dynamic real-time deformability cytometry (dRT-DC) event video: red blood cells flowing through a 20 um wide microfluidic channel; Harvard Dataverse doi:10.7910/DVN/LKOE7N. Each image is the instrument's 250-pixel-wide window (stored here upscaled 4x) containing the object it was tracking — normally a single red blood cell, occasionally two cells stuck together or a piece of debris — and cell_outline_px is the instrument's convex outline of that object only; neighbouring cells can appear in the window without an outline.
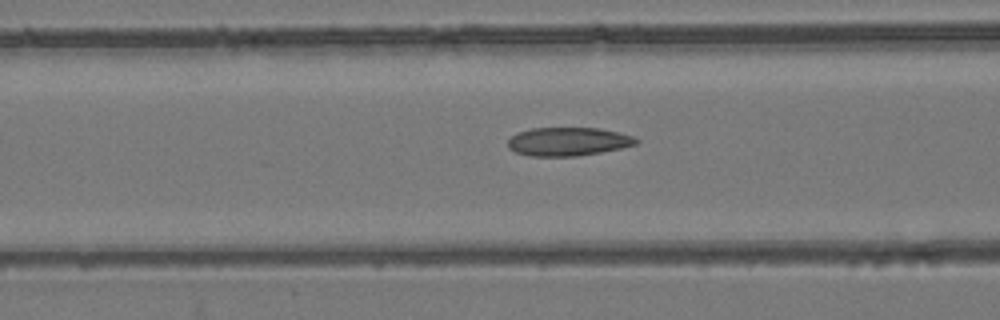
{"species": "common noctule bat (a hibernating species)", "species_latin": "Nyctalus noctula", "temperature_condition": "room temperature", "stored_images_in_passage": 16, "camera_frame_rate_fps": 3000, "um_per_image_px": 0.085, "animal": {"sex": "female", "body_mass_g": 24.6, "forearm_length_mm": 56.2}, "frame": {"image": 1, "passage_image": 7, "time_ms": 2.0, "image_size_px": [1000, 320], "cell_outline_px": [[640, 140], [636, 144], [620, 148], [600, 152], [576, 156], [532, 156], [516, 152], [508, 148], [508, 140], [516, 132], [532, 128], [596, 128], [616, 132], [632, 136]], "centroid_in_image_um": [48.25, 12.03], "position_along_channel_um": 118.3, "area_um2": 21.1}}
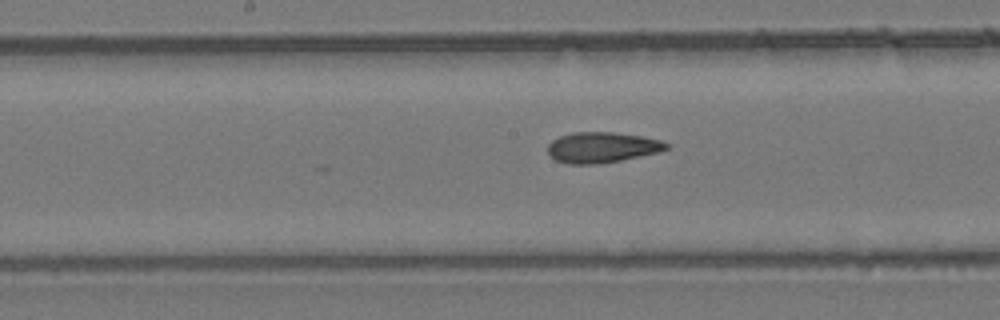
{"frame": {"image": 2, "passage_image": 13, "time_ms": 4.0, "image_size_px": [1000, 320], "cell_outline_px": [[668, 148], [660, 152], [620, 160], [596, 164], [568, 164], [556, 160], [548, 152], [548, 144], [552, 140], [560, 136], [572, 132], [612, 132], [640, 136], [660, 140], [668, 144]], "centroid_in_image_um": [51.15, 12.52], "position_along_channel_um": 197.0, "area_um2": 20.98}}
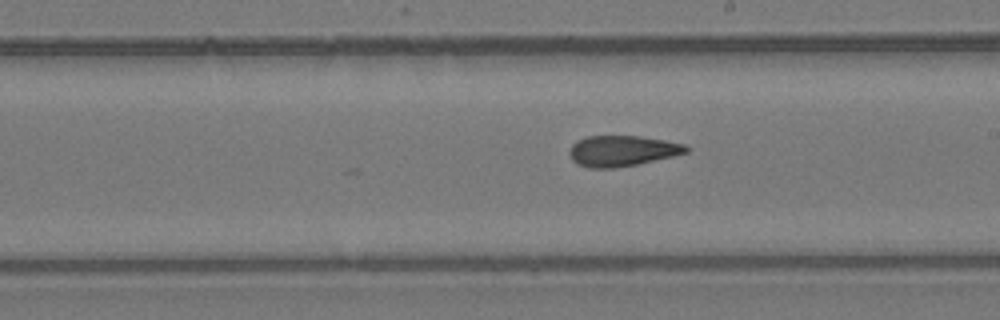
{"frame": {"image": 3, "passage_image": 16, "time_ms": 5.0, "image_size_px": [1000, 320], "cell_outline_px": [[688, 152], [672, 156], [636, 164], [612, 168], [588, 168], [576, 164], [572, 160], [568, 152], [572, 144], [576, 140], [588, 136], [640, 136], [664, 140], [684, 144], [688, 148]], "centroid_in_image_um": [52.82, 12.82], "position_along_channel_um": 236.2, "area_um2": 20.81}}